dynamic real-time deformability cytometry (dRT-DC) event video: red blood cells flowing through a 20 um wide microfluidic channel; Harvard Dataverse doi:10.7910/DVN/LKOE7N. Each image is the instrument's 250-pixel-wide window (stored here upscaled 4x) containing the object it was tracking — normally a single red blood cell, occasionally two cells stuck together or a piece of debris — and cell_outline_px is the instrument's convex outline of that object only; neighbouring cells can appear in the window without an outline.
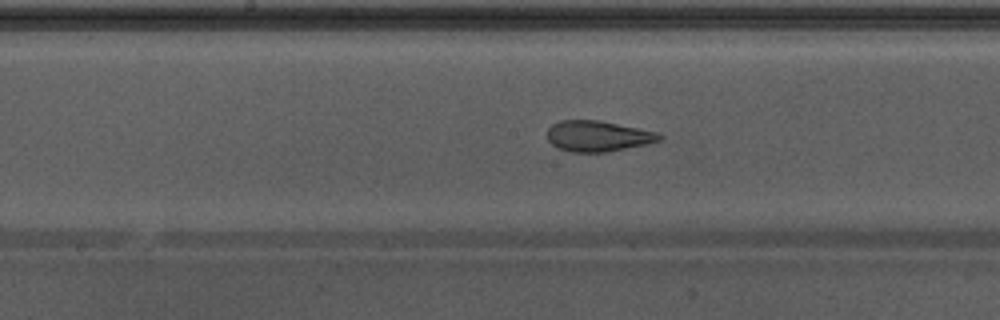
{"species": "Egyptian fruit bat (a non-hibernating species)", "species_latin": "Rousettus aegyptiacus", "temperature_condition": "warm", "stored_images_in_passage": 48, "camera_frame_rate_fps": 3000, "um_per_image_px": 0.085, "animal": {"sex": "male"}, "frame": {"image": 1, "passage_image": 21, "time_ms": 6.667, "image_size_px": [1000, 320], "cell_outline_px": [[664, 136], [660, 140], [648, 144], [604, 152], [572, 152], [560, 148], [552, 144], [548, 140], [548, 128], [552, 124], [560, 120], [596, 120], [660, 132]], "centroid_in_image_um": [50.85, 11.56], "position_along_channel_um": 197.4, "area_um2": 20.0}, "authors_computed_cell_mechanics": {"area_um2": 22.3397, "velocity_mm_per_s": 3.925, "shape_relaxation_time_tau1_ms": 11.1233, "shape_relaxation_time_tau2_ms": 1.6241, "deformation_change_tau1": 0.2365, "deformation_change_tau2": 0.0749}}